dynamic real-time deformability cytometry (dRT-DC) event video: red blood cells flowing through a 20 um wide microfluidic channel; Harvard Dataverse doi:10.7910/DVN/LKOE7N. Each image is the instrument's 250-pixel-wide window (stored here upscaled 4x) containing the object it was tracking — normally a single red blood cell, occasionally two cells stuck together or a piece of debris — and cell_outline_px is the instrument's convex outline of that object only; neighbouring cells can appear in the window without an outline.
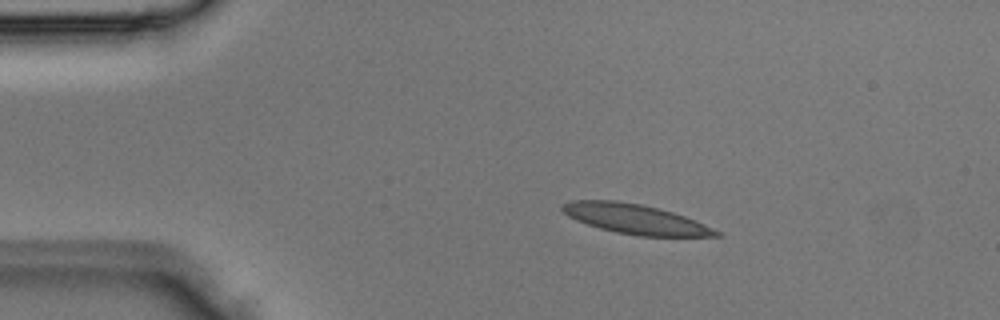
{"species": "Egyptian fruit bat (a non-hibernating species)", "species_latin": "Rousettus aegyptiacus", "temperature_condition": "room temperature", "stored_images_in_passage": 3, "segment_of_instrument_passage": [1, 2], "camera_frame_rate_fps": 3000, "um_per_image_px": 0.085, "animal": {"sex": "male"}, "frame": {"image": 1, "passage_image": 1, "time_ms": 0.0, "image_size_px": [1000, 320], "cell_outline_px": [[724, 236], [640, 236], [616, 232], [600, 228], [576, 220], [568, 216], [560, 208], [564, 204], [572, 200], [616, 200], [640, 204], [672, 212], [684, 216], [704, 224], [720, 232]], "centroid_in_image_um": [53.99, 18.62], "position_along_channel_um": 31.0, "area_um2": 26.3}}